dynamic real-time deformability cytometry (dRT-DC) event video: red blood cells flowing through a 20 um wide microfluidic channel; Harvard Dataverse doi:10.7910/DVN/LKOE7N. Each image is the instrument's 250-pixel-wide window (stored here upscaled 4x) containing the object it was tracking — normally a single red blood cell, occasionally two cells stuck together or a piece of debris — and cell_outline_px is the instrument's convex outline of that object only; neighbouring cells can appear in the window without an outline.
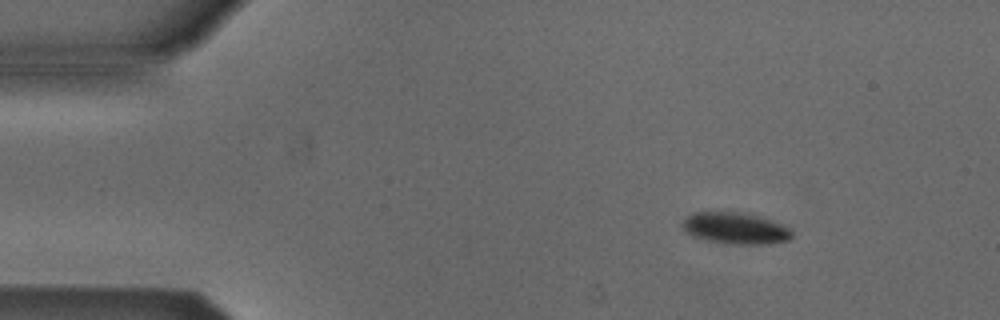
{"species": "Egyptian fruit bat (a non-hibernating species)", "species_latin": "Rousettus aegyptiacus", "temperature_condition": "cold", "stored_images_in_passage": 5, "camera_frame_rate_fps": 3000, "um_per_image_px": 0.085, "animal": {"sex": "male"}, "frame": {"image": 1, "passage_image": 2, "time_ms": 1.333, "image_size_px": [1000, 320], "cell_outline_px": [[792, 236], [788, 240], [768, 244], [732, 244], [708, 240], [692, 236], [684, 232], [680, 224], [692, 212], [748, 212], [792, 228]], "centroid_in_image_um": [62.5, 19.39], "position_along_channel_um": 22.5, "area_um2": 20.29}}